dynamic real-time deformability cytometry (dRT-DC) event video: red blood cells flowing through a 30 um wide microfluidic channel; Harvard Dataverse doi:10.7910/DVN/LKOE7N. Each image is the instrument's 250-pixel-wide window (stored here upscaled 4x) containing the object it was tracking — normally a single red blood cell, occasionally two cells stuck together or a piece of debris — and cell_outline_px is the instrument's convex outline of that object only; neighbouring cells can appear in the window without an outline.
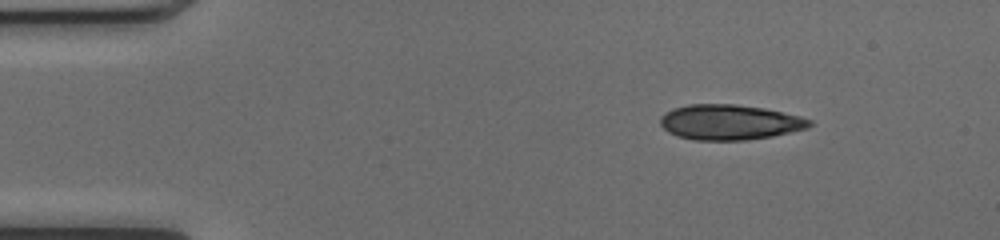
{"species": "common noctule bat (a hibernating species)", "species_latin": "Nyctalus noctula", "temperature_condition": "cold", "stored_images_in_passage": 44, "camera_frame_rate_fps": 3000, "um_per_image_px": 0.085, "animal": {"sex": "female", "body_mass_g": 17.0, "forearm_length_mm": 48.0}, "frame": {"image": 1, "passage_image": 1, "time_ms": 0.0, "image_size_px": [1000, 240], "cell_outline_px": [[812, 124], [808, 128], [772, 136], [748, 140], [696, 140], [676, 136], [668, 132], [660, 124], [660, 116], [664, 112], [672, 108], [688, 104], [736, 104], [764, 108], [800, 116], [812, 120]], "centroid_in_image_um": [61.99, 10.38], "position_along_channel_um": 23.0, "area_um2": 30.81}}
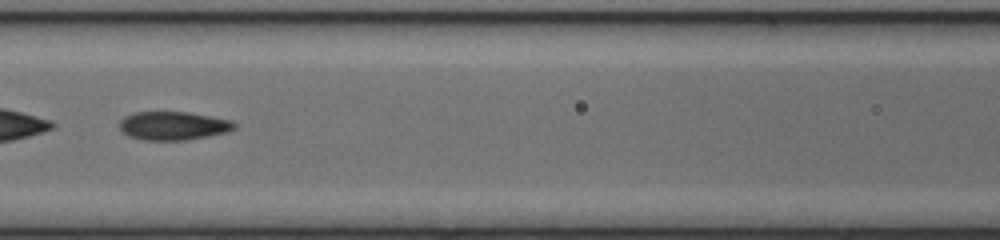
{"frame": {"image": 2, "passage_image": 17, "time_ms": 5.333, "image_size_px": [1000, 240], "cell_outline_px": [[236, 128], [228, 132], [208, 136], [184, 140], [144, 140], [128, 136], [120, 128], [120, 120], [124, 116], [136, 112], [188, 112], [232, 120], [236, 124]], "centroid_in_image_um": [14.74, 10.69], "position_along_channel_um": 151.9, "area_um2": 19.07}}
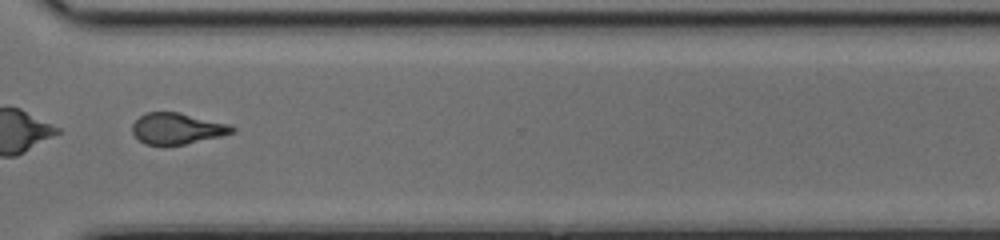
{"frame": {"image": 3, "passage_image": 32, "time_ms": 10.333, "image_size_px": [1000, 240], "cell_outline_px": [[236, 132], [220, 136], [184, 144], [164, 148], [144, 144], [132, 132], [132, 124], [140, 116], [148, 112], [180, 112], [232, 124], [236, 128]], "centroid_in_image_um": [15.07, 10.95], "position_along_channel_um": 355.5, "area_um2": 18.67}, "authors_computed_cell_mechanics": {"area_um2": 19.7676, "velocity_mm_per_s": 4.0837, "shape_relaxation_time_tau1_ms": 5.3695, "shape_relaxation_time_tau2_ms": 2.0687, "deformation_change_tau1": 0.1323, "deformation_change_tau2": 0.0898}}